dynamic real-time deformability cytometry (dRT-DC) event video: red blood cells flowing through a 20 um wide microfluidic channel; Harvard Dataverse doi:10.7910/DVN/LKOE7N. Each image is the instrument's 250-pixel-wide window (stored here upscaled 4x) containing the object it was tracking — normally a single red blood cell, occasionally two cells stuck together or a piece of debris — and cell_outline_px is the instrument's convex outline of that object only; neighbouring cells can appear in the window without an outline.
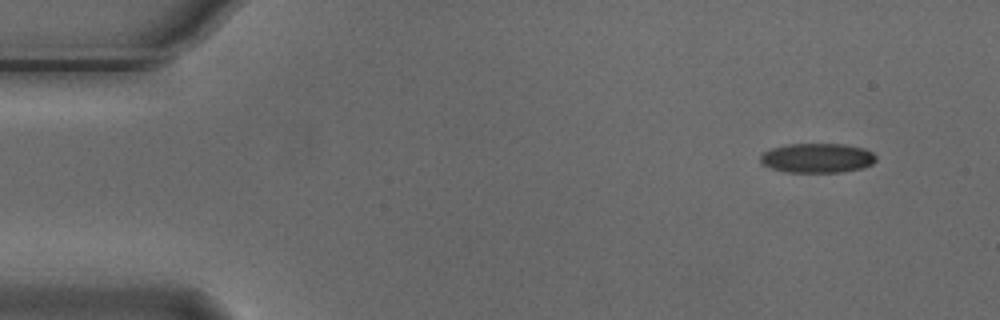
{"species": "Egyptian fruit bat (a non-hibernating species)", "species_latin": "Rousettus aegyptiacus", "temperature_condition": "cold", "stored_images_in_passage": 3, "camera_frame_rate_fps": 3000, "um_per_image_px": 0.085, "animal": {"sex": "male"}, "frame": {"image": 1, "passage_image": 1, "time_ms": 0.0, "image_size_px": [1000, 320], "cell_outline_px": [[876, 160], [872, 164], [864, 168], [840, 172], [784, 172], [760, 164], [760, 156], [764, 152], [772, 148], [788, 144], [844, 144], [864, 148], [872, 152], [876, 156]], "centroid_in_image_um": [69.47, 13.43], "position_along_channel_um": 15.5, "area_um2": 20.0}}
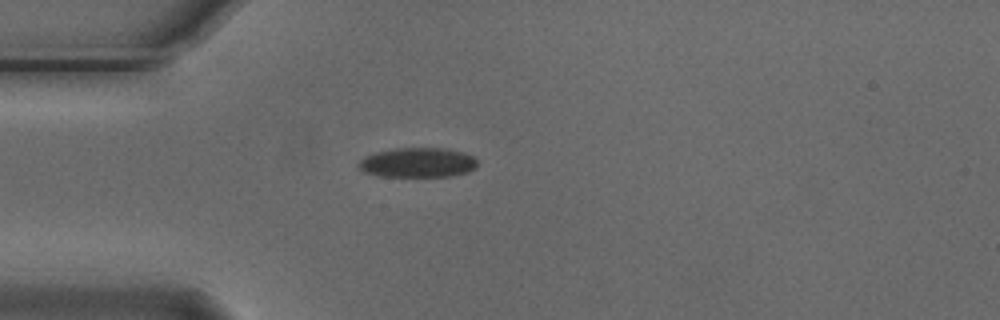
{"frame": {"image": 2, "passage_image": 3, "time_ms": 0.667, "image_size_px": [1000, 320], "cell_outline_px": [[476, 168], [468, 172], [452, 176], [380, 176], [364, 172], [356, 168], [356, 164], [364, 156], [376, 152], [396, 148], [448, 148], [464, 152], [472, 156], [476, 160]], "centroid_in_image_um": [35.48, 13.81], "position_along_channel_um": 49.5, "area_um2": 20.75}}